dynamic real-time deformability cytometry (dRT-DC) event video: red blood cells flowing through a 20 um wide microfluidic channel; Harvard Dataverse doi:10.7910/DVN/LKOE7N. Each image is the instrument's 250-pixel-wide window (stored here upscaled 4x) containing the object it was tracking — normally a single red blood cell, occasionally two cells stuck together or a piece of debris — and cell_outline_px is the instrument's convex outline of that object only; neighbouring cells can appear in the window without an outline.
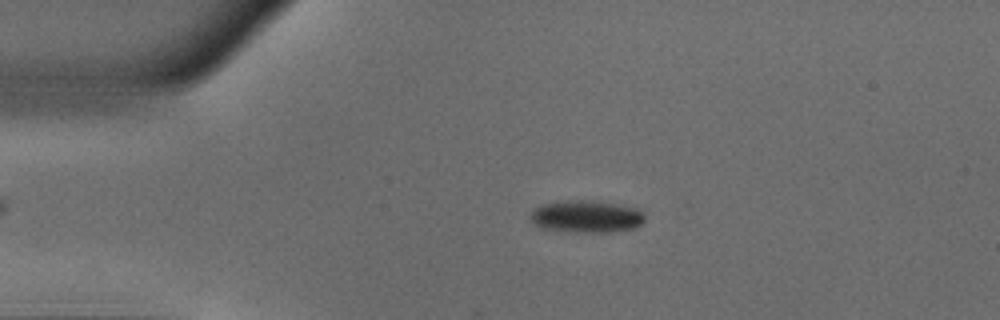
{"species": "common noctule bat (a hibernating species)", "species_latin": "Nyctalus noctula", "temperature_condition": "warm", "stored_images_in_passage": 50, "camera_frame_rate_fps": 3000, "um_per_image_px": 0.085, "animal": {"sex": "male", "body_mass_g": 18.8}, "frame": {"image": 1, "passage_image": 10, "time_ms": 3.0, "image_size_px": [1000, 320], "cell_outline_px": [[644, 220], [636, 228], [608, 232], [572, 232], [540, 228], [528, 216], [536, 208], [544, 204], [568, 200], [584, 200], [616, 204], [636, 208], [644, 212]], "centroid_in_image_um": [49.85, 18.41], "position_along_channel_um": 35.1, "area_um2": 21.33}}
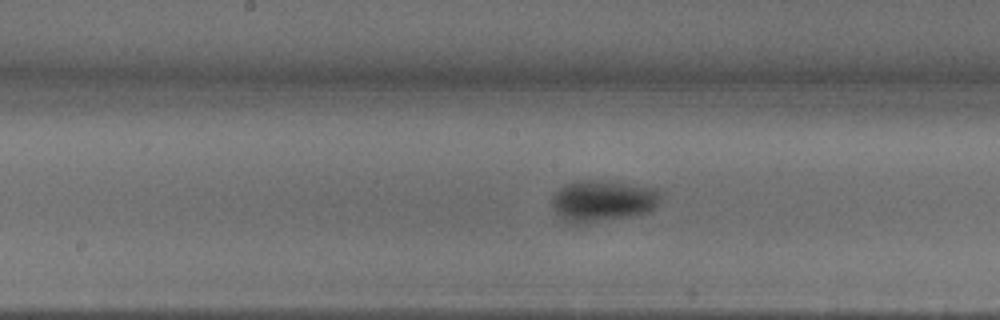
{"frame": {"image": 2, "passage_image": 25, "time_ms": 8.0, "image_size_px": [1000, 320], "cell_outline_px": [[660, 192], [656, 204], [648, 212], [588, 224], [576, 224], [564, 220], [556, 212], [552, 204], [552, 196], [560, 188], [568, 184], [580, 180], [592, 180], [624, 184], [652, 188]], "centroid_in_image_um": [51.16, 17.1], "position_along_channel_um": 197.0, "area_um2": 25.49}}
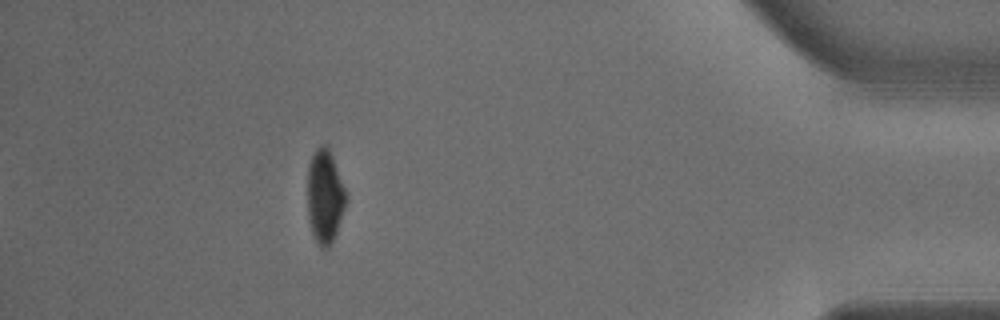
{"frame": {"image": 3, "passage_image": 45, "time_ms": 14.667, "image_size_px": [1000, 320], "cell_outline_px": [[348, 200], [336, 232], [328, 248], [320, 248], [312, 232], [308, 216], [308, 164], [316, 148], [324, 144], [328, 148], [332, 156], [348, 196]], "centroid_in_image_um": [27.62, 16.7], "position_along_channel_um": 407.6, "area_um2": 20.87}, "authors_computed_cell_mechanics": {"area_um2": 22.7732, "velocity_mm_per_s": 3.9536, "shape_relaxation_time_tau1_ms": 3.3062, "shape_relaxation_time_tau2_ms": null, "deformation_change_tau1": 0.1353, "deformation_change_tau2": null}}